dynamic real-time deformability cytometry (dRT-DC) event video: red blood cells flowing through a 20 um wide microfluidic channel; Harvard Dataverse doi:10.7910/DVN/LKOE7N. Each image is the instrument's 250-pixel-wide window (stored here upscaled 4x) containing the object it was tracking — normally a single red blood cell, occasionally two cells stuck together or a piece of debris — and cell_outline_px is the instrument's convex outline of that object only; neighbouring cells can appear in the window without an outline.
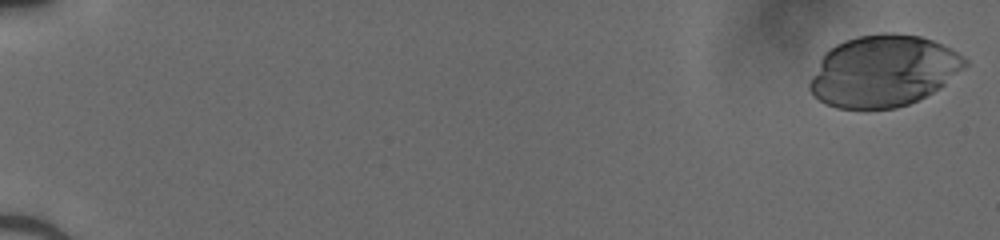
{"species": "human", "species_latin": "Homo sapiens", "temperature_condition": "cold", "stored_images_in_passage": 50, "camera_frame_rate_fps": 3000, "um_per_image_px": 0.085, "donor": {"sex": "male"}, "frame": {"image": 1, "passage_image": 1, "time_ms": 0.0, "image_size_px": [1000, 240], "cell_outline_px": [[968, 64], [964, 68], [940, 88], [908, 104], [896, 108], [864, 112], [836, 108], [824, 104], [808, 88], [808, 84], [824, 52], [836, 44], [844, 40], [856, 36], [880, 32], [892, 32], [920, 36], [932, 40], [964, 56], [968, 60]], "centroid_in_image_um": [75.05, 6.06], "position_along_channel_um": 10.0, "area_um2": 65.43}}